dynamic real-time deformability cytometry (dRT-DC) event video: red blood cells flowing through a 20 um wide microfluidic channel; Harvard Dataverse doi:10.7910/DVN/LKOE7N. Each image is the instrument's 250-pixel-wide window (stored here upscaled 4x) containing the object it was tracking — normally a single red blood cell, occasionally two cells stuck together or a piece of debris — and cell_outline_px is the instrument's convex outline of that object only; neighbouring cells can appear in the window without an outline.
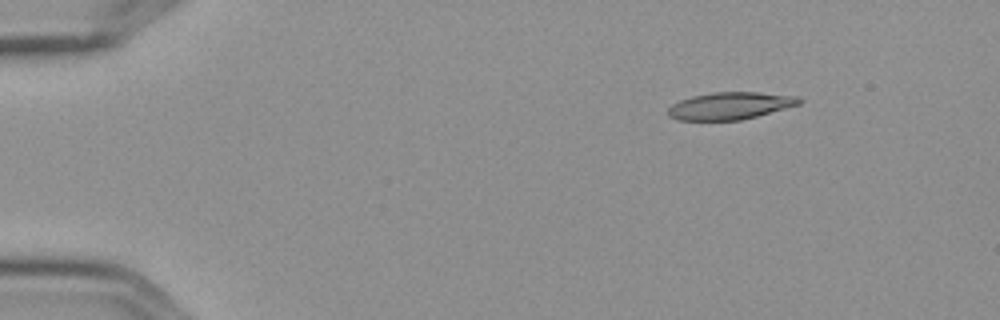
{"species": "Egyptian fruit bat (a non-hibernating species)", "species_latin": "Rousettus aegyptiacus", "temperature_condition": "cold", "stored_images_in_passage": 10, "camera_frame_rate_fps": 3000, "um_per_image_px": 0.085, "frame": {"image": 1, "passage_image": 2, "time_ms": 0.333, "image_size_px": [1000, 320], "cell_outline_px": [[804, 100], [800, 104], [756, 116], [740, 120], [676, 120], [668, 116], [668, 108], [672, 104], [680, 100], [692, 96], [716, 92], [756, 92], [800, 96]], "centroid_in_image_um": [62.07, 8.99], "position_along_channel_um": 22.9, "area_um2": 20.81}}
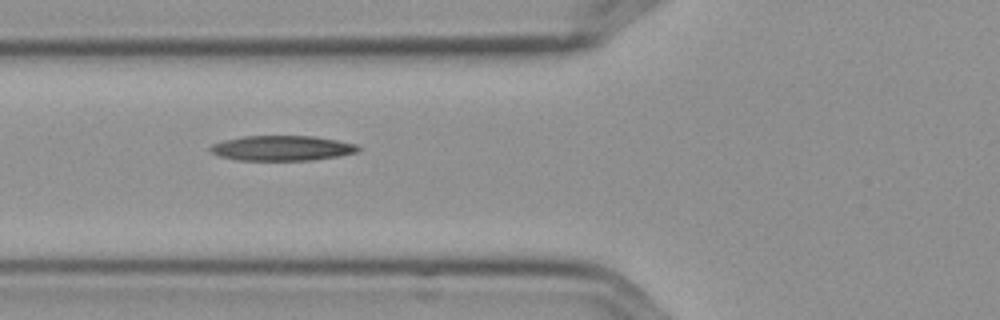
{"frame": {"image": 2, "passage_image": 6, "time_ms": 1.667, "image_size_px": [1000, 320], "cell_outline_px": [[360, 148], [356, 152], [340, 156], [312, 160], [236, 160], [220, 156], [212, 152], [208, 148], [212, 144], [224, 140], [244, 136], [316, 136], [356, 144]], "centroid_in_image_um": [23.97, 12.59], "position_along_channel_um": 101.8, "area_um2": 21.56}}
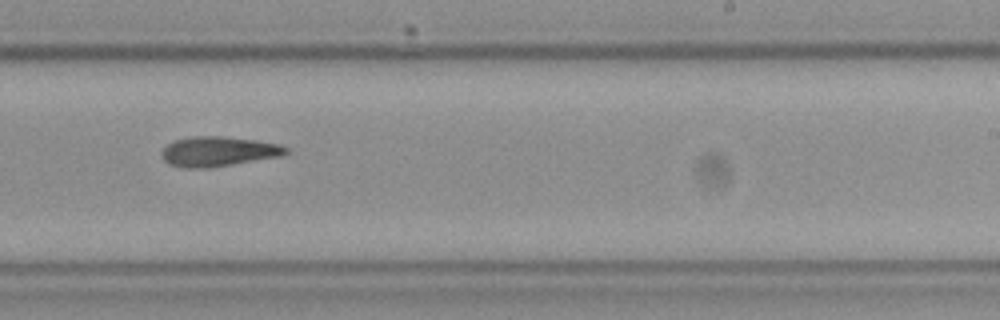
{"frame": {"image": 3, "passage_image": 10, "time_ms": 3.0, "image_size_px": [1000, 320], "cell_outline_px": [[288, 152], [284, 156], [208, 168], [184, 168], [168, 164], [164, 160], [160, 152], [172, 140], [196, 136], [224, 136], [256, 140], [280, 144], [288, 148]], "centroid_in_image_um": [18.57, 12.88], "position_along_channel_um": 270.4, "area_um2": 21.85}}